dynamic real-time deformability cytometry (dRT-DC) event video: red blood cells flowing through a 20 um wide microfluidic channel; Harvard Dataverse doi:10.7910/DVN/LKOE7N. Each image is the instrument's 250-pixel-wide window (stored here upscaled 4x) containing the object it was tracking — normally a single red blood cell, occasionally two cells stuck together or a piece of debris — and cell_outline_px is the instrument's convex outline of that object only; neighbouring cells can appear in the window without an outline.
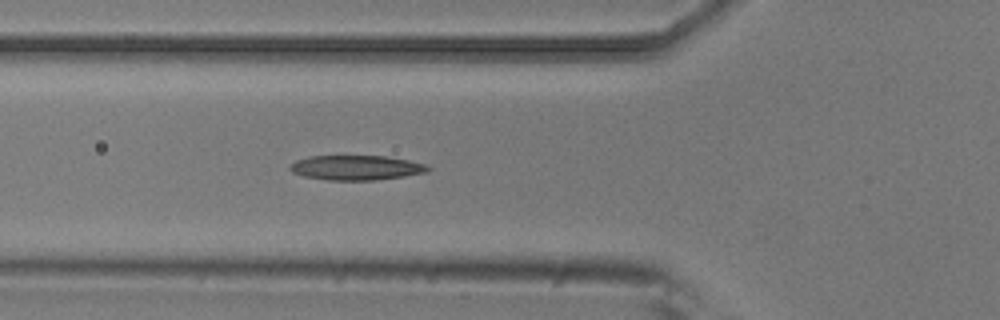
{"species": "common noctule bat (a hibernating species)", "species_latin": "Nyctalus noctula", "temperature_condition": "room temperature", "stored_images_in_passage": 5, "camera_frame_rate_fps": 3000, "um_per_image_px": 0.085, "animal": {"sex": "male", "body_mass_g": 20.5, "forearm_length_mm": 52.5}, "frame": {"image": 1, "passage_image": 5, "time_ms": 1.333, "image_size_px": [1000, 320], "cell_outline_px": [[432, 168], [428, 172], [404, 176], [372, 180], [328, 180], [304, 176], [292, 172], [288, 168], [296, 160], [308, 156], [384, 156], [408, 160], [424, 164]], "centroid_in_image_um": [30.27, 14.25], "position_along_channel_um": 95.5, "area_um2": 19.77}}